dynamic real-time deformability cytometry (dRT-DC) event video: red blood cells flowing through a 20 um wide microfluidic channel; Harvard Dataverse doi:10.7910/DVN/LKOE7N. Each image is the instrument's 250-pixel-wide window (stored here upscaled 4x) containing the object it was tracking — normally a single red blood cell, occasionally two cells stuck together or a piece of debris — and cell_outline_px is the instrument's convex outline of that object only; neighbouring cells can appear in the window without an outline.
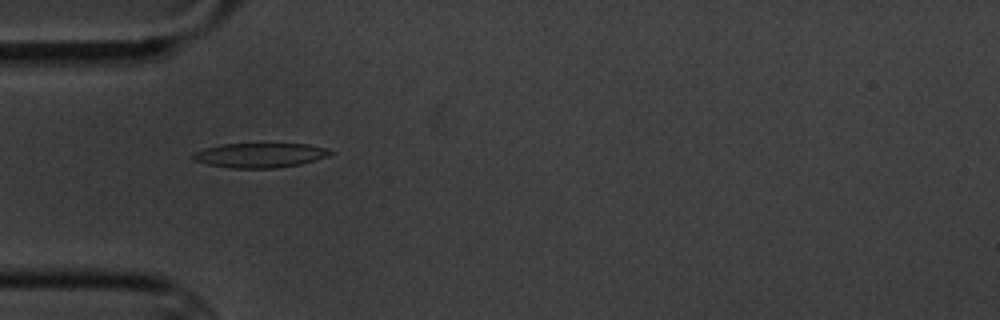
{"species": "common noctule bat (a hibernating species)", "species_latin": "Nyctalus noctula", "temperature_condition": "cold", "stored_images_in_passage": 6, "camera_frame_rate_fps": 3000, "um_per_image_px": 0.085, "animal": {"sex": "male", "body_mass_g": 20.1, "forearm_length_mm": 53.5}, "frame": {"image": 1, "passage_image": 5, "time_ms": 4.667, "image_size_px": [1000, 320], "cell_outline_px": [[336, 152], [328, 156], [300, 164], [276, 168], [232, 168], [208, 164], [192, 160], [192, 152], [204, 148], [224, 144], [308, 144], [324, 148]], "centroid_in_image_um": [22.07, 13.19], "position_along_channel_um": 62.9, "area_um2": 19.59}}
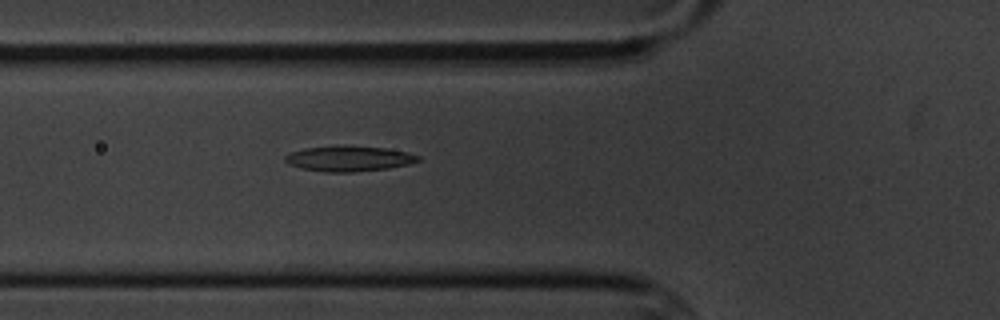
{"frame": {"image": 2, "passage_image": 6, "time_ms": 5.667, "image_size_px": [1000, 320], "cell_outline_px": [[420, 160], [408, 164], [388, 168], [352, 172], [324, 172], [300, 168], [288, 164], [284, 160], [284, 156], [292, 152], [304, 148], [336, 144], [344, 144], [384, 148], [408, 152], [420, 156]], "centroid_in_image_um": [29.62, 13.46], "position_along_channel_um": 96.2, "area_um2": 20.06}}